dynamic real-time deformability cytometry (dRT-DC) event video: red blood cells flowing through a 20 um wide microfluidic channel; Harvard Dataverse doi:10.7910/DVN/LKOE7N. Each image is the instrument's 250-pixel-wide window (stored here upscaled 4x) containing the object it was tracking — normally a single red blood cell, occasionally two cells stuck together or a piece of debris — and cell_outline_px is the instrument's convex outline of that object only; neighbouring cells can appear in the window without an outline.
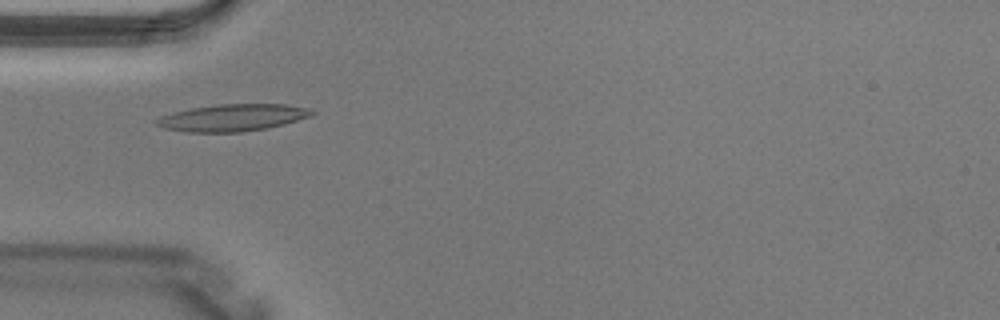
{"species": "Egyptian fruit bat (a non-hibernating species)", "species_latin": "Rousettus aegyptiacus", "temperature_condition": "warm", "stored_images_in_passage": 3, "camera_frame_rate_fps": 3000, "um_per_image_px": 0.085, "animal": {"sex": "male"}, "frame": {"image": 1, "passage_image": 3, "time_ms": 0.667, "image_size_px": [1000, 320], "cell_outline_px": [[316, 112], [312, 116], [284, 124], [268, 128], [240, 132], [184, 132], [164, 128], [156, 124], [152, 120], [160, 116], [192, 108], [220, 104], [284, 104], [308, 108]], "centroid_in_image_um": [19.77, 10.0], "position_along_channel_um": 65.2, "area_um2": 24.45}}